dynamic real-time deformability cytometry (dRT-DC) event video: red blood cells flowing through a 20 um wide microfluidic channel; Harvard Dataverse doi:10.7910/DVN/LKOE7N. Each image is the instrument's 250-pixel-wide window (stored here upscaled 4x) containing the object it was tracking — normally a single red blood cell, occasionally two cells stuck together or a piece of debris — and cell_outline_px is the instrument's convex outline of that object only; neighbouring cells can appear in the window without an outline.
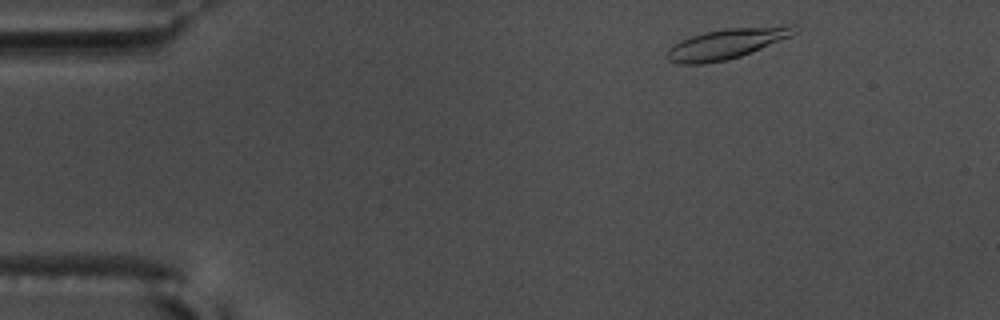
{"species": "common noctule bat (a hibernating species)", "species_latin": "Nyctalus noctula", "temperature_condition": "warm", "stored_images_in_passage": 52, "camera_frame_rate_fps": 3000, "um_per_image_px": 0.085, "animal": {"sex": "male", "body_mass_g": 17.5, "forearm_length_mm": 52.3}, "frame": {"image": 1, "passage_image": 3, "time_ms": 0.667, "image_size_px": [1000, 320], "cell_outline_px": [[800, 28], [792, 36], [740, 56], [724, 60], [704, 64], [680, 64], [668, 60], [664, 56], [668, 48], [680, 40], [704, 32], [728, 28], [788, 24], [796, 24]], "centroid_in_image_um": [61.79, 3.69], "position_along_channel_um": 23.2, "area_um2": 22.77}}
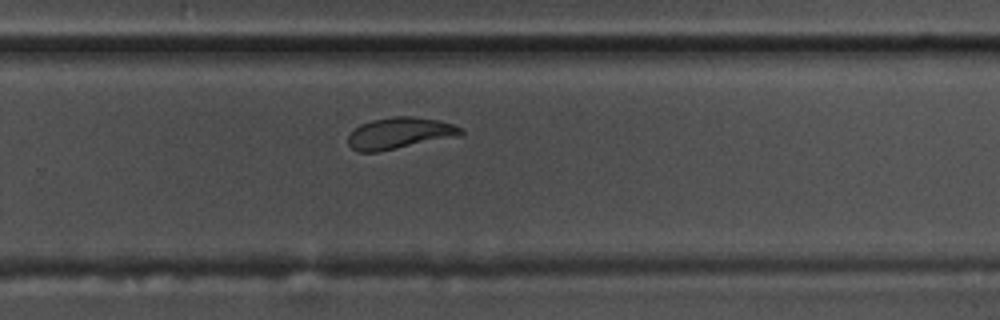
{"frame": {"image": 2, "passage_image": 33, "time_ms": 10.667, "image_size_px": [1000, 320], "cell_outline_px": [[464, 136], [380, 152], [356, 152], [348, 144], [348, 136], [360, 124], [372, 120], [392, 116], [412, 116], [440, 120], [452, 124], [460, 128], [464, 132]], "centroid_in_image_um": [34.02, 11.34], "position_along_channel_um": 295.8, "area_um2": 21.15}}
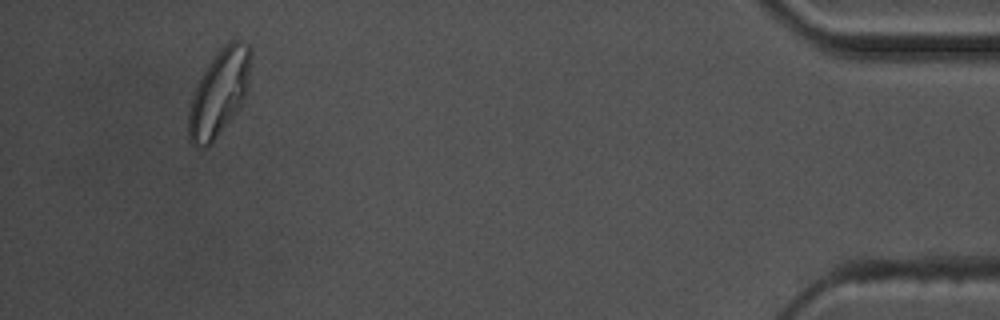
{"frame": {"image": 3, "passage_image": 49, "time_ms": 16.0, "image_size_px": [1000, 320], "cell_outline_px": [[252, 60], [248, 88], [244, 100], [236, 112], [212, 144], [204, 148], [196, 148], [188, 140], [188, 108], [196, 84], [208, 64], [220, 48], [224, 44], [232, 40], [240, 40], [248, 44], [252, 48]], "centroid_in_image_um": [18.64, 7.89], "position_along_channel_um": 416.6, "area_um2": 31.85}, "authors_computed_cell_mechanics": {"area_um2": 21.2993, "velocity_mm_per_s": 3.5527, "shape_relaxation_time_tau1_ms": 4.0129, "shape_relaxation_time_tau2_ms": 1.8144, "deformation_change_tau1": 0.1542, "deformation_change_tau2": 0.0669}}